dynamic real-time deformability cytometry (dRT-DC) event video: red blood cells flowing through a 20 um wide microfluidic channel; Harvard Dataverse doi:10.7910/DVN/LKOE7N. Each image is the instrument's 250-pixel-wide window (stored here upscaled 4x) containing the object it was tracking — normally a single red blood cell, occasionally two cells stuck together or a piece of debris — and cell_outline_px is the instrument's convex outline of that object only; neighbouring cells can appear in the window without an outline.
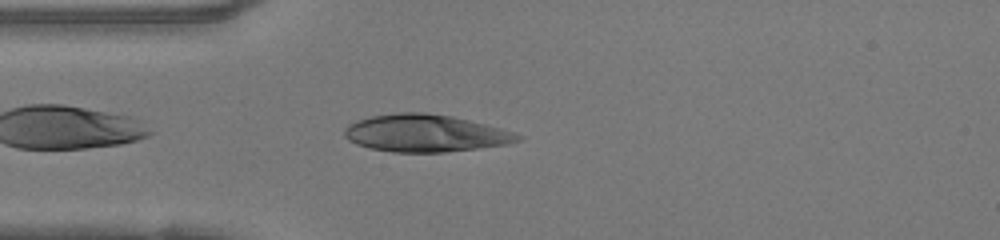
{"species": "human", "species_latin": "Homo sapiens", "temperature_condition": "warm", "stored_images_in_passage": 38, "camera_frame_rate_fps": 3000, "um_per_image_px": 0.085, "donor": {"sex": "female"}, "frame": {"image": 1, "passage_image": 3, "time_ms": 0.667, "image_size_px": [1000, 240], "cell_outline_px": [[524, 136], [520, 140], [508, 144], [444, 152], [392, 152], [368, 148], [356, 144], [348, 140], [344, 136], [344, 128], [348, 124], [356, 120], [372, 116], [400, 112], [424, 112], [452, 116], [500, 128]], "centroid_in_image_um": [36.11, 11.32], "position_along_channel_um": 48.9, "area_um2": 37.63}}
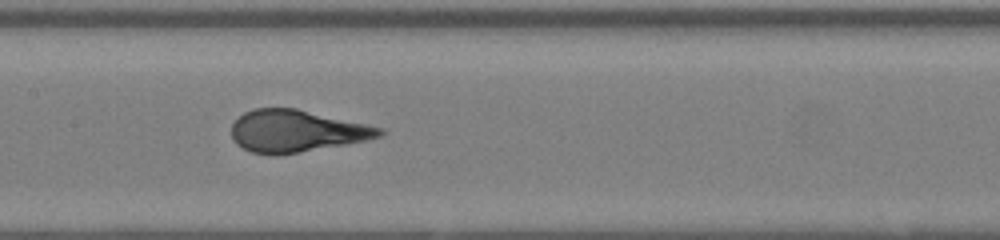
{"frame": {"image": 2, "passage_image": 13, "time_ms": 4.0, "image_size_px": [1000, 240], "cell_outline_px": [[388, 132], [380, 136], [364, 140], [344, 144], [276, 156], [272, 156], [252, 152], [236, 144], [232, 140], [232, 124], [244, 112], [252, 108], [296, 108], [384, 128]], "centroid_in_image_um": [25.17, 11.14], "position_along_channel_um": 182.2, "area_um2": 36.18}}
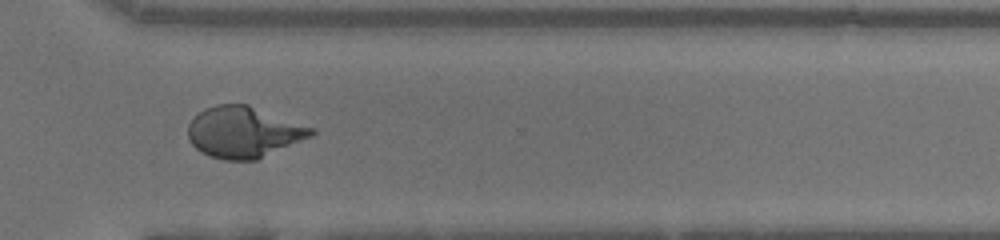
{"frame": {"image": 3, "passage_image": 25, "time_ms": 8.0, "image_size_px": [1000, 240], "cell_outline_px": [[316, 132], [312, 136], [256, 160], [224, 160], [208, 156], [200, 152], [192, 144], [188, 136], [188, 124], [204, 108], [216, 104], [248, 104], [316, 128]], "centroid_in_image_um": [20.72, 11.23], "position_along_channel_um": 349.9, "area_um2": 36.88}, "authors_computed_cell_mechanics": {"area_um2": 37.0498, "velocity_mm_per_s": 4.1975, "shape_relaxation_time_tau1_ms": 5.4436, "shape_relaxation_time_tau2_ms": null, "deformation_change_tau1": 0.2911, "deformation_change_tau2": null}}